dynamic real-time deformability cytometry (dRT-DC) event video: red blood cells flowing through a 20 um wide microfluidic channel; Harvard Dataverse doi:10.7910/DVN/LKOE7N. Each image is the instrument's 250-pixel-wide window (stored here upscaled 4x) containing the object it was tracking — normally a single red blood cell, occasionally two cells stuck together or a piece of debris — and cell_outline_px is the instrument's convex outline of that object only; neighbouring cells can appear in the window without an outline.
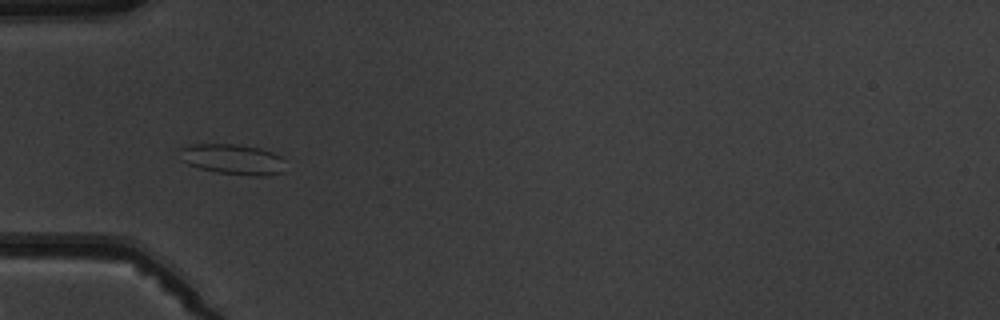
{"species": "common noctule bat (a hibernating species)", "species_latin": "Nyctalus noctula", "temperature_condition": "warm", "stored_images_in_passage": 7, "camera_frame_rate_fps": 3000, "um_per_image_px": 0.085, "animal": {"sex": "male", "body_mass_g": 19.5, "forearm_length_mm": 54.6}, "frame": {"image": 1, "passage_image": 5, "time_ms": 4.667, "image_size_px": [1000, 320], "cell_outline_px": [[284, 172], [264, 176], [248, 176], [216, 172], [200, 168], [188, 164], [180, 160], [180, 148], [192, 144], [236, 144], [260, 148], [272, 152], [280, 156], [284, 160]], "centroid_in_image_um": [19.79, 13.54], "position_along_channel_um": 65.2, "area_um2": 18.9}}
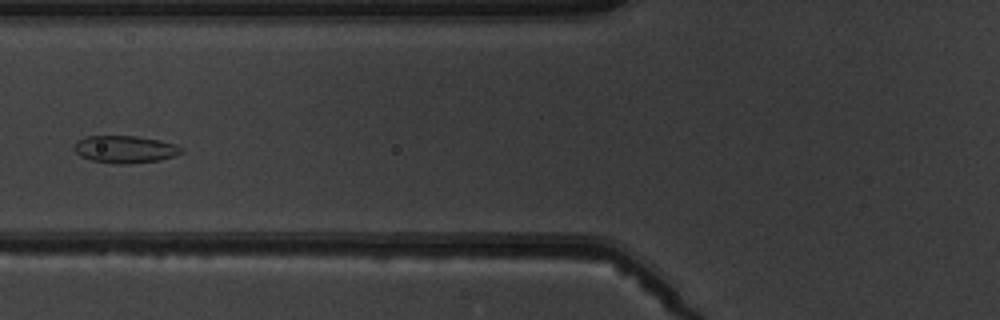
{"frame": {"image": 2, "passage_image": 6, "time_ms": 6.0, "image_size_px": [1000, 320], "cell_outline_px": [[184, 152], [176, 156], [160, 160], [128, 164], [112, 164], [92, 160], [80, 156], [72, 148], [76, 140], [84, 136], [136, 136], [160, 140], [176, 144], [184, 148]], "centroid_in_image_um": [10.64, 12.69], "position_along_channel_um": 115.2, "area_um2": 17.46}}
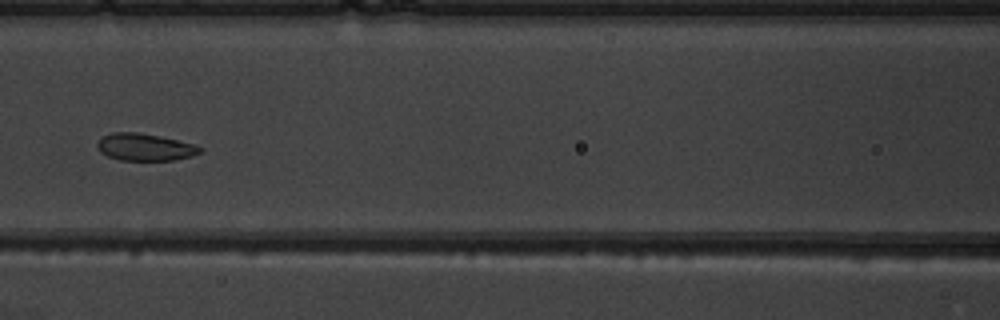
{"frame": {"image": 3, "passage_image": 7, "time_ms": 7.0, "image_size_px": [1000, 320], "cell_outline_px": [[204, 148], [200, 152], [192, 156], [172, 160], [120, 160], [108, 156], [100, 152], [96, 148], [96, 144], [104, 136], [112, 132], [136, 132], [160, 136], [196, 144]], "centroid_in_image_um": [12.33, 12.5], "position_along_channel_um": 154.3, "area_um2": 16.3}}